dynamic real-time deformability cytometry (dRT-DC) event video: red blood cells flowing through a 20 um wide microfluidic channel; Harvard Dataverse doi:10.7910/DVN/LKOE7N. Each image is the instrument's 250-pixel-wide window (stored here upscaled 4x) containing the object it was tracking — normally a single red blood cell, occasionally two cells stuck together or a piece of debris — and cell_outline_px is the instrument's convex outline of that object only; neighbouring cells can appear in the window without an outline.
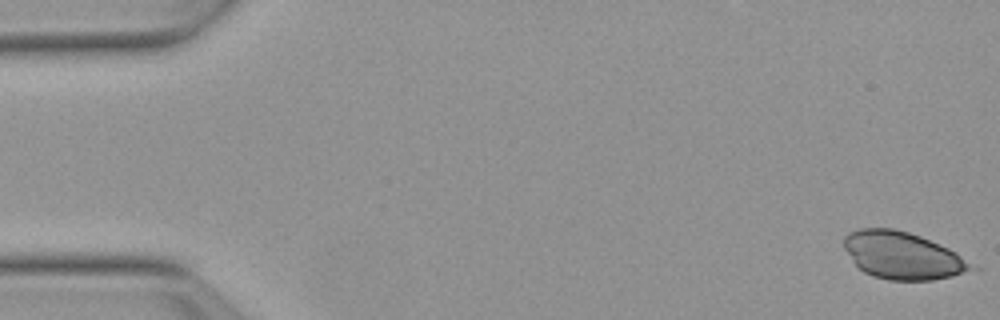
{"species": "Egyptian fruit bat (a non-hibernating species)", "species_latin": "Rousettus aegyptiacus", "temperature_condition": "warm", "stored_images_in_passage": 13, "camera_frame_rate_fps": 3000, "um_per_image_px": 0.085, "animal": {"sex": "female"}, "frame": {"image": 1, "passage_image": 1, "time_ms": 0.0, "image_size_px": [1000, 320], "cell_outline_px": [[980, 272], [932, 280], [888, 280], [872, 276], [864, 272], [852, 260], [844, 248], [844, 236], [848, 232], [860, 228], [896, 228], [920, 236], [940, 244], [956, 252], [980, 268]], "centroid_in_image_um": [76.81, 21.74], "position_along_channel_um": 8.2, "area_um2": 35.78}}
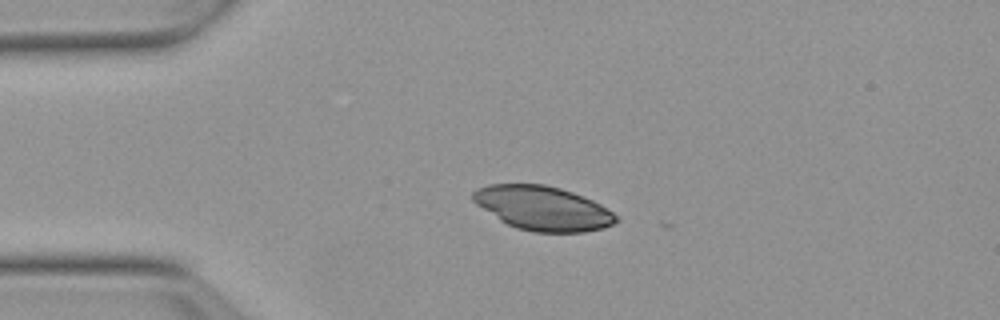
{"frame": {"image": 2, "passage_image": 12, "time_ms": 3.667, "image_size_px": [1000, 320], "cell_outline_px": [[620, 220], [604, 228], [584, 232], [532, 232], [516, 228], [500, 220], [476, 204], [472, 200], [472, 192], [476, 188], [488, 184], [544, 184], [560, 188], [572, 192], [592, 200], [600, 204], [620, 216]], "centroid_in_image_um": [46.15, 17.7], "position_along_channel_um": 38.9, "area_um2": 36.99}}